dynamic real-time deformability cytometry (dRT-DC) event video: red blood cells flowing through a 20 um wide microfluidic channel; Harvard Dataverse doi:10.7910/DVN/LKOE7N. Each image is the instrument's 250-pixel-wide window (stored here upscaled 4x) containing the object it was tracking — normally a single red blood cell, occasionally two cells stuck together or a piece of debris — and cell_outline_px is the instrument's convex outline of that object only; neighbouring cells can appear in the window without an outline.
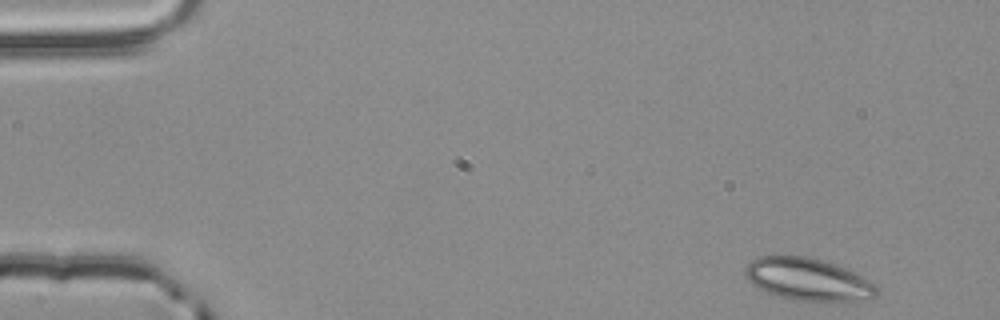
{"species": "common noctule bat (a hibernating species)", "species_latin": "Nyctalus noctula", "temperature_condition": "room temperature", "stored_images_in_passage": 51, "camera_frame_rate_fps": 3000, "um_per_image_px": 0.085, "animal": {"sex": "male", "body_mass_g": 20.4}, "frame": {"image": 1, "passage_image": 1, "time_ms": 0.0, "image_size_px": [1000, 320], "cell_outline_px": [[880, 288], [876, 296], [872, 300], [852, 304], [792, 300], [756, 288], [744, 276], [744, 272], [748, 264], [756, 256], [808, 256], [824, 260], [836, 264], [868, 280]], "centroid_in_image_um": [68.75, 23.8], "position_along_channel_um": 16.2, "area_um2": 33.52}}
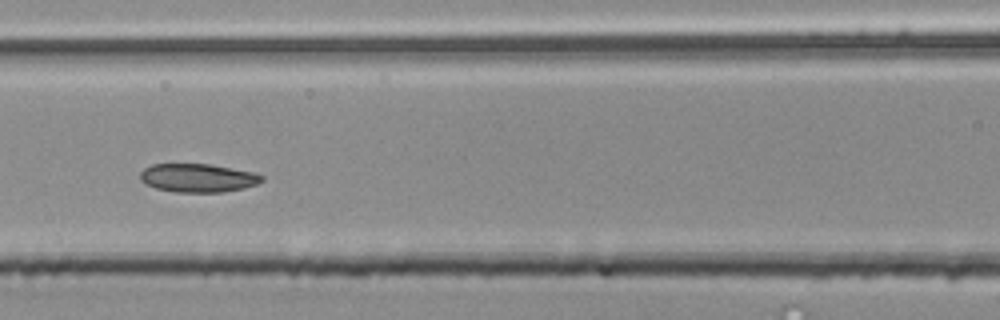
{"frame": {"image": 2, "passage_image": 21, "time_ms": 6.667, "image_size_px": [1000, 320], "cell_outline_px": [[264, 180], [256, 184], [244, 188], [220, 192], [176, 192], [156, 188], [144, 184], [140, 180], [140, 172], [144, 168], [152, 164], [208, 164], [252, 172], [264, 176]], "centroid_in_image_um": [16.78, 15.12], "position_along_channel_um": 149.8, "area_um2": 20.11}}
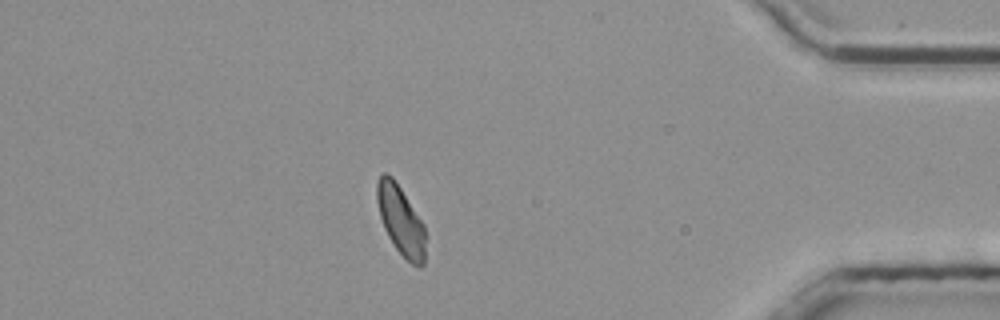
{"frame": {"image": 3, "passage_image": 44, "time_ms": 14.333, "image_size_px": [1000, 320], "cell_outline_px": [[424, 264], [420, 268], [412, 264], [396, 248], [388, 236], [384, 228], [380, 216], [376, 200], [376, 184], [380, 176], [384, 172], [388, 172], [392, 176], [424, 224]], "centroid_in_image_um": [34.04, 18.7], "position_along_channel_um": 401.2, "area_um2": 19.31}, "authors_computed_cell_mechanics": {"area_um2": 20.4034, "velocity_mm_per_s": 3.827, "shape_relaxation_time_tau1_ms": null, "shape_relaxation_time_tau2_ms": 3.4273, "deformation_change_tau1": null, "deformation_change_tau2": 0.0668}}